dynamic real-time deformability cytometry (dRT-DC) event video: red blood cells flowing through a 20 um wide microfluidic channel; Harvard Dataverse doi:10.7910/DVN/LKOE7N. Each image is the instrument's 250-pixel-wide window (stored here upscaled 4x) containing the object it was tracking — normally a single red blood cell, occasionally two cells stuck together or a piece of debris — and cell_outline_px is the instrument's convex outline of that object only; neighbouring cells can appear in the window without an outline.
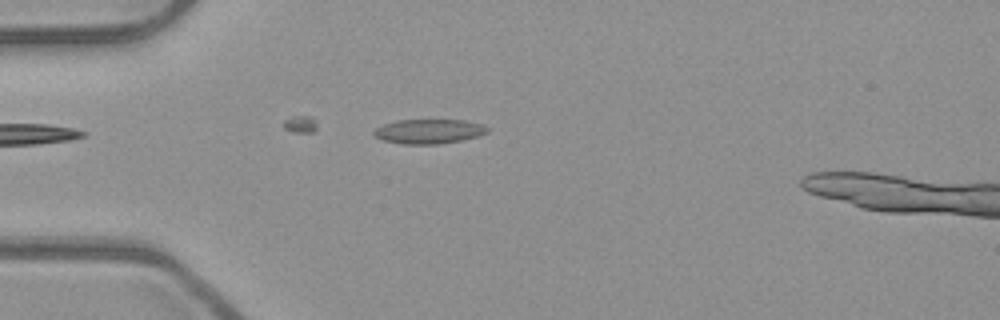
{"species": "common noctule bat (a hibernating species)", "species_latin": "Nyctalus noctula", "temperature_condition": "room temperature", "stored_images_in_passage": 4, "camera_frame_rate_fps": 3000, "um_per_image_px": 0.085, "animal": {"sex": "male", "body_mass_g": 23.1, "forearm_length_mm": 52.7}, "frame": {"image": 1, "passage_image": 1, "time_ms": 0.0, "image_size_px": [1000, 320], "cell_outline_px": [[488, 132], [476, 136], [460, 140], [436, 144], [400, 144], [384, 140], [376, 136], [372, 132], [376, 128], [384, 124], [396, 120], [464, 120], [480, 124], [488, 128]], "centroid_in_image_um": [36.42, 11.16], "position_along_channel_um": 48.6, "area_um2": 15.95}}